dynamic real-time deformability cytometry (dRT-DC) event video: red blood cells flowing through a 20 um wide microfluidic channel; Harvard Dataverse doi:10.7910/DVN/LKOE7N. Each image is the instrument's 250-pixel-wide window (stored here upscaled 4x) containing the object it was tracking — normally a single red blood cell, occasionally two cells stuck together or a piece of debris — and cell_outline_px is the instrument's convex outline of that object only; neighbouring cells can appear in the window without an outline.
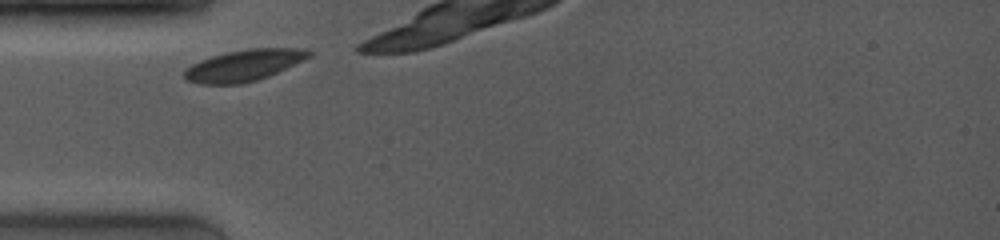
{"species": "common noctule bat (a hibernating species)", "species_latin": "Nyctalus noctula", "temperature_condition": "room temperature", "stored_images_in_passage": 2, "camera_frame_rate_fps": 4000, "um_per_image_px": 0.085, "animal": {"sex": "female", "body_mass_g": 19.0, "forearm_length_mm": 53.3}, "frame": {"image": 1, "passage_image": 1, "time_ms": 0.0, "image_size_px": [1000, 240], "cell_outline_px": [[312, 56], [268, 76], [256, 80], [240, 84], [200, 84], [188, 80], [184, 76], [184, 72], [192, 64], [200, 60], [212, 56], [228, 52], [248, 48], [300, 48], [312, 52]], "centroid_in_image_um": [20.74, 5.55], "position_along_channel_um": 64.3, "area_um2": 22.48}}